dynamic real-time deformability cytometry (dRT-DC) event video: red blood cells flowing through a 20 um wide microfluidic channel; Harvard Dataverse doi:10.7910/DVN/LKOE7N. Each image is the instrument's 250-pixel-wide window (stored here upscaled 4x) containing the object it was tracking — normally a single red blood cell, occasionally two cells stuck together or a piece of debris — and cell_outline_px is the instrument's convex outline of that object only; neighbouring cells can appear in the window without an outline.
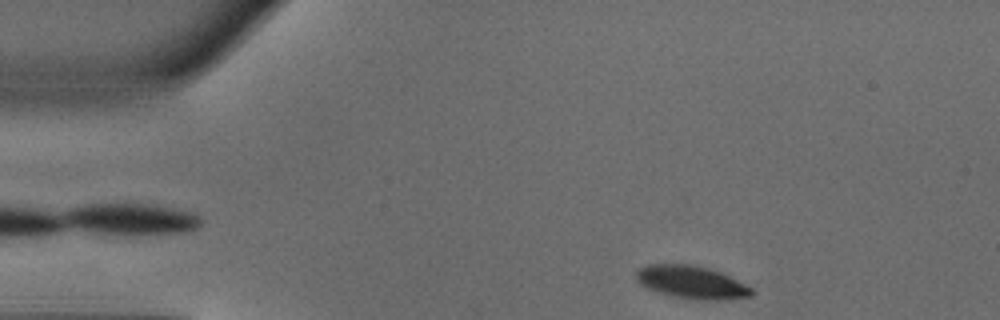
{"species": "common noctule bat (a hibernating species)", "species_latin": "Nyctalus noctula", "temperature_condition": "warm", "stored_images_in_passage": 44, "camera_frame_rate_fps": 3000, "um_per_image_px": 0.085, "animal": {"sex": "male", "body_mass_g": 18.8}, "frame": {"image": 1, "passage_image": 2, "time_ms": 0.333, "image_size_px": [1000, 320], "cell_outline_px": [[752, 296], [724, 300], [692, 300], [672, 296], [648, 288], [640, 284], [636, 280], [636, 272], [640, 268], [648, 264], [692, 264], [708, 268], [720, 272], [752, 288]], "centroid_in_image_um": [58.77, 24.0], "position_along_channel_um": 26.2, "area_um2": 22.02}}
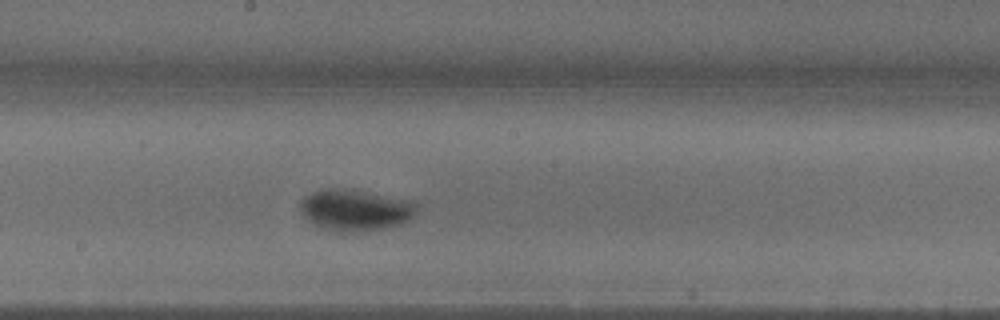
{"frame": {"image": 2, "passage_image": 21, "time_ms": 6.667, "image_size_px": [1000, 320], "cell_outline_px": [[416, 212], [408, 220], [400, 224], [384, 228], [364, 232], [336, 232], [316, 224], [308, 220], [304, 216], [300, 208], [300, 200], [304, 196], [312, 192], [328, 188], [352, 188], [408, 200], [416, 204]], "centroid_in_image_um": [30.18, 17.84], "position_along_channel_um": 218.0, "area_um2": 28.15}}
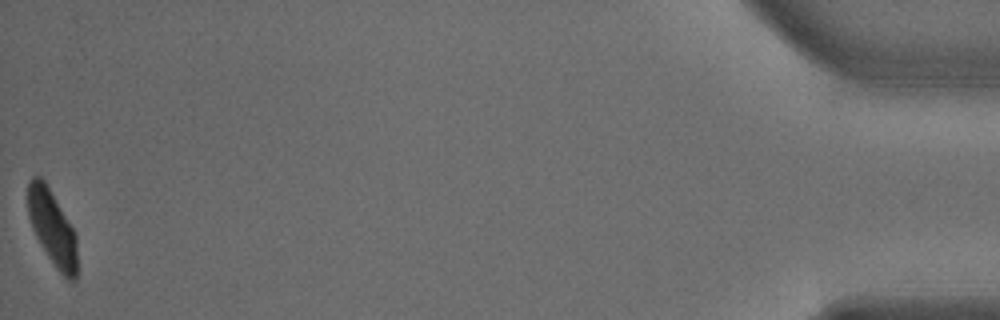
{"frame": {"image": 3, "passage_image": 44, "time_ms": 14.333, "image_size_px": [1000, 320], "cell_outline_px": [[76, 276], [72, 280], [68, 280], [56, 268], [48, 256], [36, 236], [32, 228], [28, 216], [28, 180], [32, 176], [40, 176], [44, 180], [72, 228], [76, 236]], "centroid_in_image_um": [4.41, 19.34], "position_along_channel_um": 430.8, "area_um2": 21.04}, "authors_computed_cell_mechanics": {"area_um2": 24.9118, "velocity_mm_per_s": 4.0339, "shape_relaxation_time_tau1_ms": 2.3661, "shape_relaxation_time_tau2_ms": null, "deformation_change_tau1": 0.1494, "deformation_change_tau2": null}}